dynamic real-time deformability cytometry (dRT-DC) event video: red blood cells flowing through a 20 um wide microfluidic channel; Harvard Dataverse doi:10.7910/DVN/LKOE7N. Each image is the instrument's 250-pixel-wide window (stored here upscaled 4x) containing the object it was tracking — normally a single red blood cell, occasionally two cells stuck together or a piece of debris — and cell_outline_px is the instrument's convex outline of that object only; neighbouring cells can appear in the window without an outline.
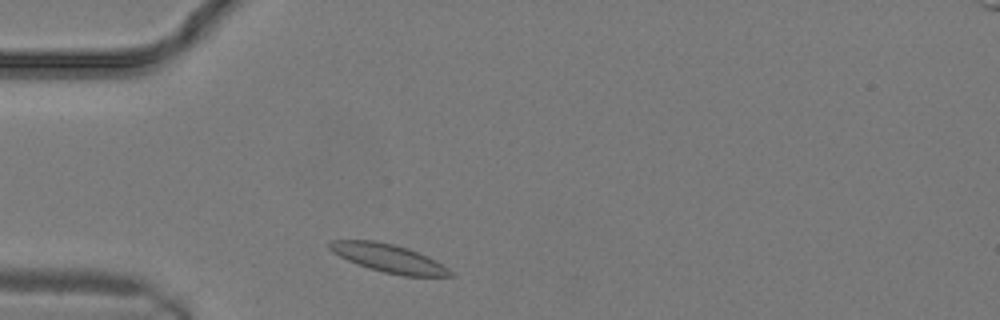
{"species": "common noctule bat (a hibernating species)", "species_latin": "Nyctalus noctula", "temperature_condition": "warm", "stored_images_in_passage": 6, "camera_frame_rate_fps": 3000, "um_per_image_px": 0.085, "animal": {"sex": "male", "body_mass_g": 19.2, "forearm_length_mm": 51.8}, "frame": {"image": 1, "passage_image": 2, "time_ms": 0.333, "image_size_px": [1000, 320], "cell_outline_px": [[456, 276], [404, 276], [384, 272], [348, 260], [332, 252], [328, 248], [328, 240], [372, 240], [392, 244], [408, 248], [428, 256], [436, 260], [448, 268]], "centroid_in_image_um": [33.05, 21.94], "position_along_channel_um": 52.0, "area_um2": 19.65}}
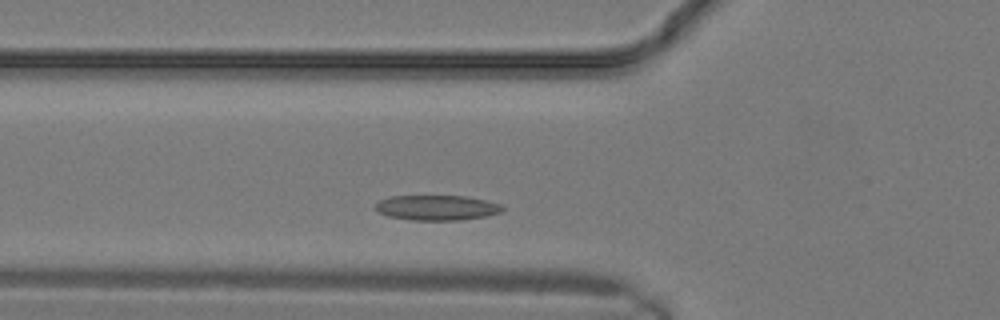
{"frame": {"image": 2, "passage_image": 4, "time_ms": 1.0, "image_size_px": [1000, 320], "cell_outline_px": [[504, 208], [500, 212], [488, 216], [460, 220], [412, 220], [388, 216], [376, 212], [376, 204], [380, 200], [388, 196], [464, 196], [484, 200], [500, 204]], "centroid_in_image_um": [37.11, 17.66], "position_along_channel_um": 88.7, "area_um2": 18.55}}
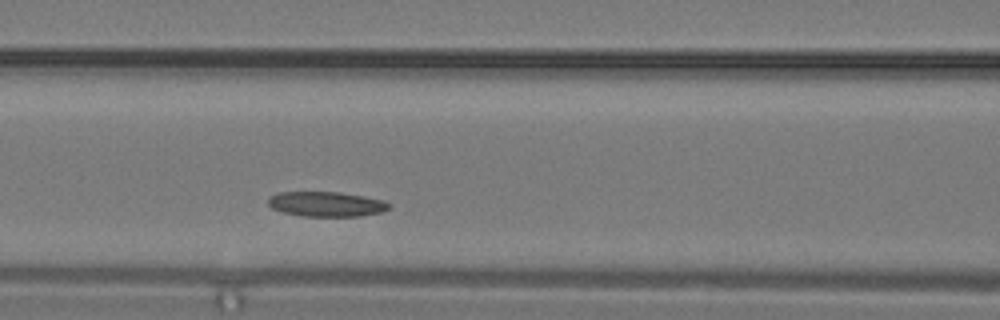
{"frame": {"image": 3, "passage_image": 6, "time_ms": 1.667, "image_size_px": [1000, 320], "cell_outline_px": [[392, 204], [388, 208], [380, 212], [360, 216], [304, 216], [284, 212], [272, 208], [268, 204], [268, 196], [276, 192], [340, 192], [364, 196], [384, 200]], "centroid_in_image_um": [27.72, 17.33], "position_along_channel_um": 138.9, "area_um2": 17.57}}